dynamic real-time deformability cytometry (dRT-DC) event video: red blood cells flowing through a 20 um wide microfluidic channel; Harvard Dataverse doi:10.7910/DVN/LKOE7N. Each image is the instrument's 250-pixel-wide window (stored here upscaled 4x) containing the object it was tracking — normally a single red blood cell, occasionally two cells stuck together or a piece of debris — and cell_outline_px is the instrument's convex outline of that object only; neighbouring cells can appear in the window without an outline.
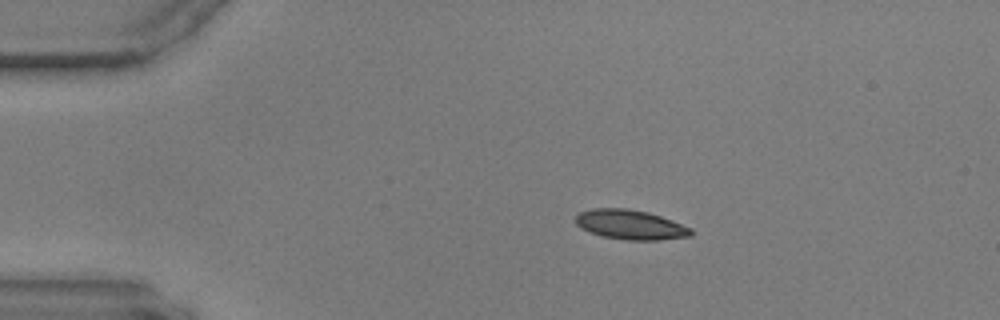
{"species": "common noctule bat (a hibernating species)", "species_latin": "Nyctalus noctula", "temperature_condition": "warm", "stored_images_in_passage": 48, "camera_frame_rate_fps": 3000, "um_per_image_px": 0.085, "animal": {"sex": "male", "body_mass_g": 17.9, "forearm_length_mm": 54.2}, "frame": {"image": 1, "passage_image": 1, "time_ms": 0.0, "image_size_px": [1000, 320], "cell_outline_px": [[692, 236], [656, 240], [624, 240], [604, 236], [588, 232], [580, 228], [576, 224], [576, 216], [580, 212], [592, 208], [628, 208], [648, 212], [672, 220], [692, 228]], "centroid_in_image_um": [53.58, 19.09], "position_along_channel_um": 31.4, "area_um2": 20.0}}
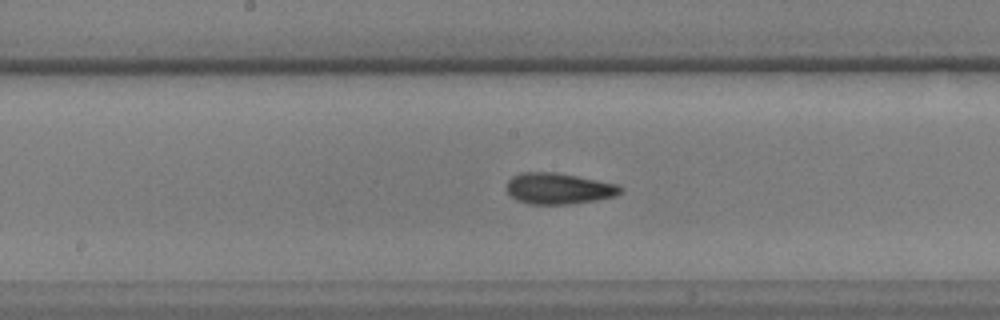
{"frame": {"image": 2, "passage_image": 20, "time_ms": 6.333, "image_size_px": [1000, 320], "cell_outline_px": [[624, 188], [616, 196], [596, 200], [568, 204], [528, 204], [516, 200], [508, 192], [508, 180], [512, 176], [520, 172], [556, 172], [616, 184]], "centroid_in_image_um": [47.47, 16.02], "position_along_channel_um": 200.7, "area_um2": 20.52}}
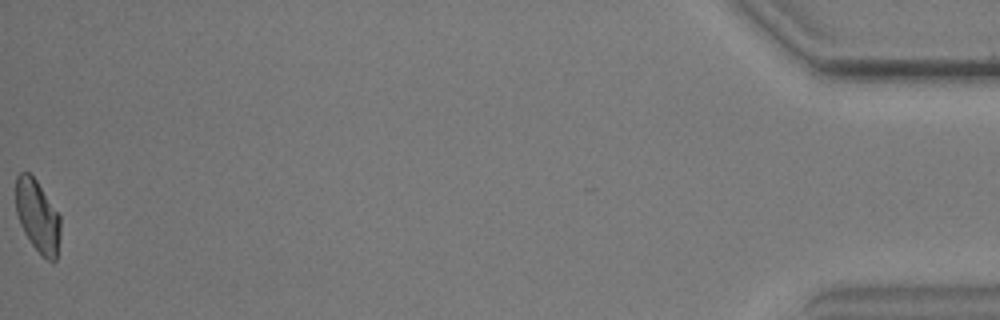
{"frame": {"image": 3, "passage_image": 48, "time_ms": 15.667, "image_size_px": [1000, 320], "cell_outline_px": [[60, 236], [56, 260], [48, 260], [40, 256], [24, 232], [20, 224], [16, 212], [16, 176], [20, 172], [28, 172], [36, 180], [60, 216]], "centroid_in_image_um": [3.19, 18.39], "position_along_channel_um": 432.0, "area_um2": 18.73}}